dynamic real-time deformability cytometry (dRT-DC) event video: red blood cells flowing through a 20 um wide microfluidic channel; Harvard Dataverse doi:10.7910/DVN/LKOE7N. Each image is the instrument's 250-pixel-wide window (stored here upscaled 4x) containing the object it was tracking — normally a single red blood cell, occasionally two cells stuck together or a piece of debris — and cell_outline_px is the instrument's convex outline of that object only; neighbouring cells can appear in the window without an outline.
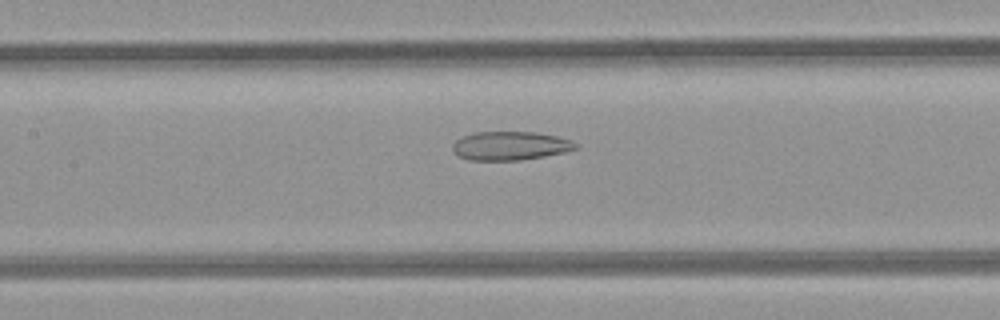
{"species": "common noctule bat (a hibernating species)", "species_latin": "Nyctalus noctula", "temperature_condition": "room temperature", "stored_images_in_passage": 47, "camera_frame_rate_fps": 3000, "um_per_image_px": 0.085, "animal": {"sex": "female", "body_mass_g": 21.9}, "frame": {"image": 1, "passage_image": 23, "time_ms": 7.333, "image_size_px": [1000, 320], "cell_outline_px": [[580, 148], [564, 152], [520, 160], [468, 160], [460, 156], [452, 148], [452, 144], [456, 140], [464, 136], [476, 132], [536, 132], [556, 136], [572, 140], [580, 144]], "centroid_in_image_um": [43.42, 12.39], "position_along_channel_um": 164.0, "area_um2": 20.52}}
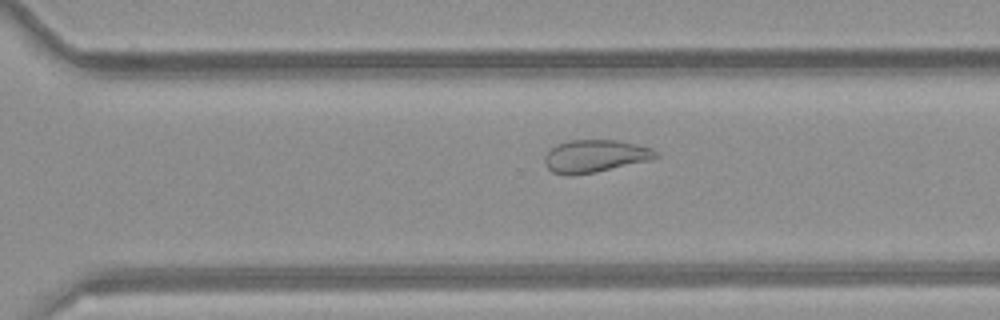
{"frame": {"image": 2, "passage_image": 34, "time_ms": 11.0, "image_size_px": [1000, 320], "cell_outline_px": [[660, 156], [648, 160], [596, 172], [572, 176], [568, 176], [552, 172], [544, 164], [544, 156], [556, 144], [568, 140], [616, 140], [636, 144], [652, 148], [660, 152]], "centroid_in_image_um": [50.56, 13.27], "position_along_channel_um": 320.0, "area_um2": 21.21}}
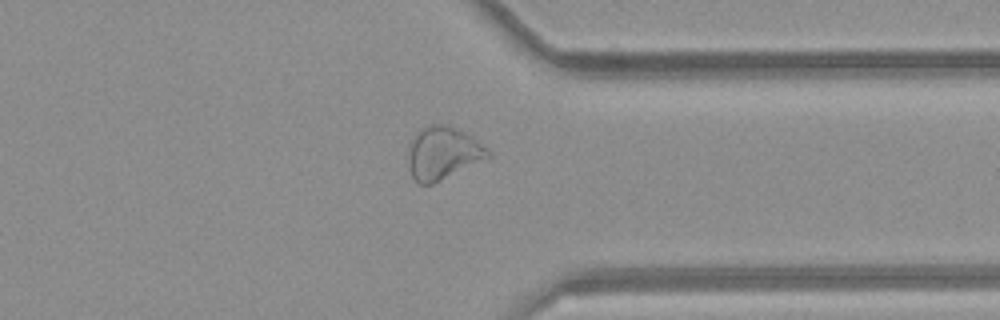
{"frame": {"image": 3, "passage_image": 38, "time_ms": 12.333, "image_size_px": [1000, 320], "cell_outline_px": [[492, 156], [432, 184], [416, 184], [412, 176], [408, 164], [408, 144], [412, 136], [416, 132], [428, 124], [444, 124], [464, 132], [476, 140]], "centroid_in_image_um": [37.57, 13.01], "position_along_channel_um": 373.8, "area_um2": 24.33}}